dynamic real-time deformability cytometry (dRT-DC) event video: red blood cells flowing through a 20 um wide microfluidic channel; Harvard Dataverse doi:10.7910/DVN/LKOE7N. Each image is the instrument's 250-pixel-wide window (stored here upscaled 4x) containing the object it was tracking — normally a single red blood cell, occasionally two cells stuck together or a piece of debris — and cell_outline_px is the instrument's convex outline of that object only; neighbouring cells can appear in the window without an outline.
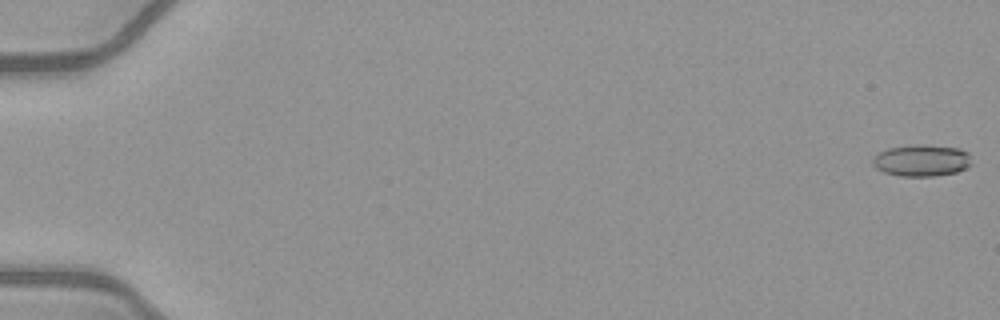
{"species": "common noctule bat (a hibernating species)", "species_latin": "Nyctalus noctula", "temperature_condition": "warm", "stored_images_in_passage": 50, "camera_frame_rate_fps": 3000, "um_per_image_px": 0.085, "animal": {"sex": "female", "body_mass_g": 21.9}, "frame": {"image": 1, "passage_image": 1, "time_ms": 0.0, "image_size_px": [1000, 320], "cell_outline_px": [[972, 164], [956, 172], [936, 176], [900, 176], [884, 172], [876, 168], [872, 164], [872, 160], [880, 152], [888, 148], [920, 144], [924, 144], [960, 148], [968, 152]], "centroid_in_image_um": [78.35, 13.64], "position_along_channel_um": 6.6, "area_um2": 18.26}}
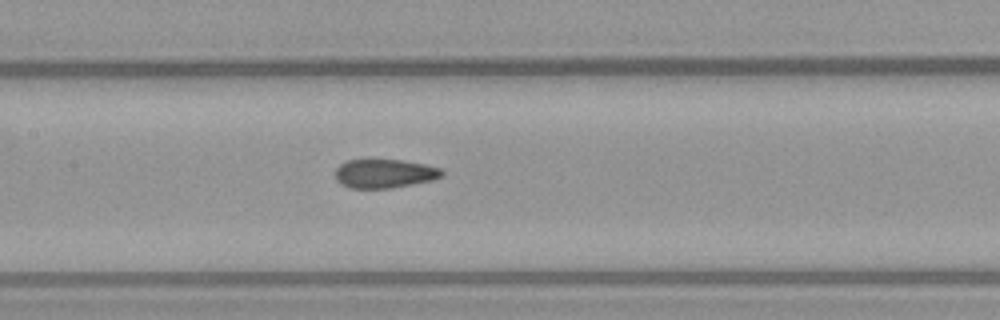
{"frame": {"image": 2, "passage_image": 27, "time_ms": 8.667, "image_size_px": [1000, 320], "cell_outline_px": [[444, 176], [432, 180], [392, 188], [348, 188], [340, 184], [336, 180], [336, 168], [340, 164], [348, 160], [404, 160], [424, 164], [440, 168], [444, 172]], "centroid_in_image_um": [32.68, 14.76], "position_along_channel_um": 174.7, "area_um2": 17.98}}
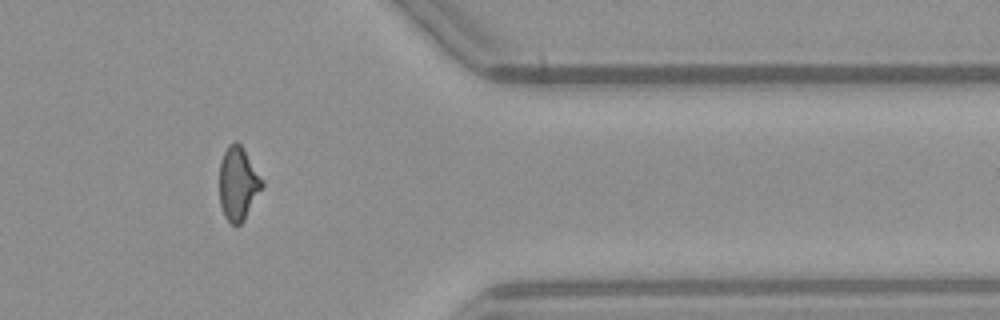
{"frame": {"image": 3, "passage_image": 44, "time_ms": 14.333, "image_size_px": [1000, 320], "cell_outline_px": [[264, 184], [244, 220], [240, 224], [232, 224], [224, 216], [220, 204], [220, 160], [228, 144], [236, 140], [244, 148], [264, 180]], "centroid_in_image_um": [20.25, 15.56], "position_along_channel_um": 391.2, "area_um2": 18.32}}